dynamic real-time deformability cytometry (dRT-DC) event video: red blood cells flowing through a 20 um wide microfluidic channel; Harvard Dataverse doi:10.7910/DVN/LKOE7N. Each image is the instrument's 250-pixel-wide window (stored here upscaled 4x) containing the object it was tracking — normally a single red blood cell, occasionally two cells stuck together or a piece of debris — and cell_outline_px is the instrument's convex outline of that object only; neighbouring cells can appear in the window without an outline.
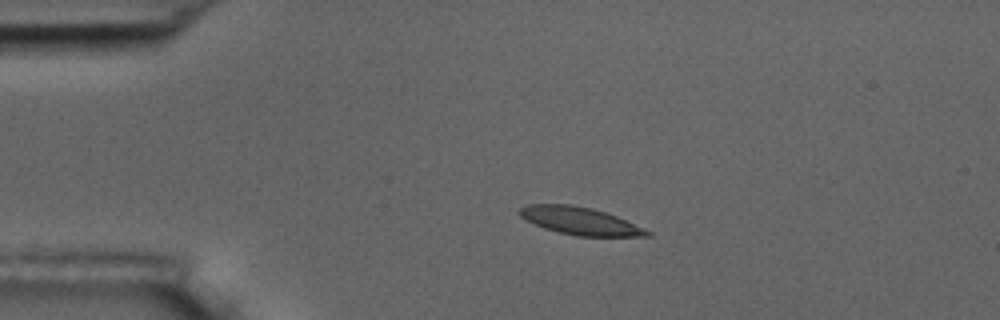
{"species": "common noctule bat (a hibernating species)", "species_latin": "Nyctalus noctula", "temperature_condition": "room temperature", "stored_images_in_passage": 3, "camera_frame_rate_fps": 3000, "um_per_image_px": 0.085, "animal": {"sex": "male", "body_mass_g": 17.5, "forearm_length_mm": 52.3}, "frame": {"image": 1, "passage_image": 2, "time_ms": 1.333, "image_size_px": [1000, 320], "cell_outline_px": [[652, 236], [576, 236], [544, 228], [520, 216], [516, 212], [524, 204], [572, 204], [592, 208], [616, 216], [652, 232]], "centroid_in_image_um": [49.27, 18.77], "position_along_channel_um": 35.7, "area_um2": 20.35}}